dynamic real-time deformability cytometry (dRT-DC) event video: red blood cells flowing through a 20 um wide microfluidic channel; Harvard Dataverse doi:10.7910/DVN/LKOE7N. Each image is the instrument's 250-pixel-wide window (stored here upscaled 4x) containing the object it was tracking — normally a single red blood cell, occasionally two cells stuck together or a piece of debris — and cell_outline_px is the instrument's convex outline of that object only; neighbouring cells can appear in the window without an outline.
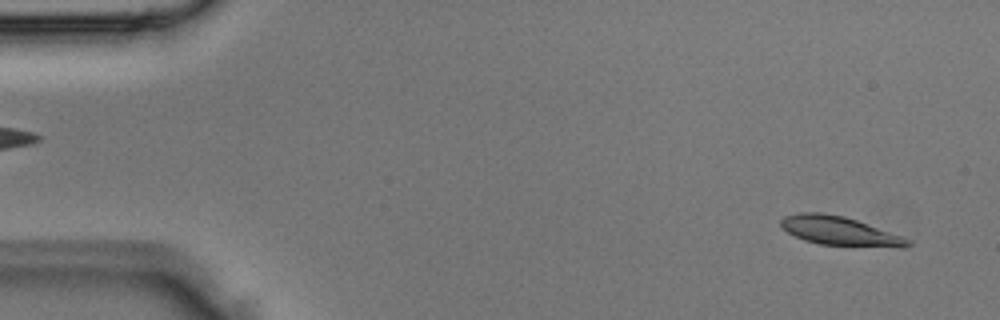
{"species": "Egyptian fruit bat (a non-hibernating species)", "species_latin": "Rousettus aegyptiacus", "temperature_condition": "room temperature", "stored_images_in_passage": 4, "segment_of_instrument_passage": [2, 2], "camera_frame_rate_fps": 3000, "um_per_image_px": 0.085, "animal": {"sex": "male"}, "frame": {"image": 1, "passage_image": 4, "time_ms": 1.0, "image_size_px": [1000, 320], "cell_outline_px": [[912, 244], [904, 248], [900, 248], [820, 244], [804, 240], [788, 232], [780, 224], [780, 220], [784, 216], [800, 212], [824, 212], [844, 216], [856, 220], [912, 240]], "centroid_in_image_um": [71.39, 19.63], "position_along_channel_um": 13.6, "area_um2": 21.33}}